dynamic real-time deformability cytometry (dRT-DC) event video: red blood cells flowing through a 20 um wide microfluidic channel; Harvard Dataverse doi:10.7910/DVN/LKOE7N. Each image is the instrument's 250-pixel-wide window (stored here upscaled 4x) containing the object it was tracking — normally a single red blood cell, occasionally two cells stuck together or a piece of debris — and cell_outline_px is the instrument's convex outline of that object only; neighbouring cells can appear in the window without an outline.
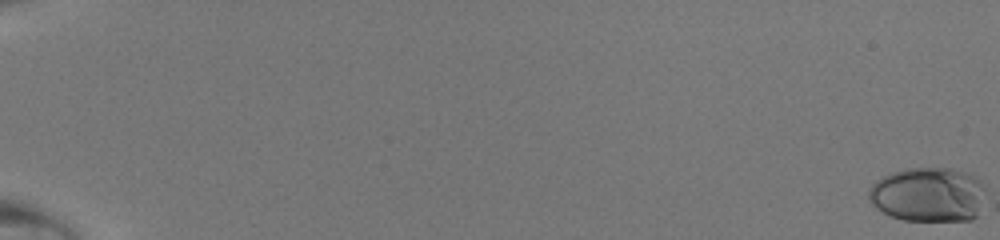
{"species": "human", "species_latin": "Homo sapiens", "temperature_condition": "room temperature", "stored_images_in_passage": 50, "camera_frame_rate_fps": 3000, "um_per_image_px": 0.085, "donor": {"sex": "male"}, "frame": {"image": 1, "passage_image": 1, "time_ms": 0.0, "image_size_px": [1000, 240], "cell_outline_px": [[984, 200], [976, 216], [972, 220], [904, 220], [892, 216], [876, 208], [868, 200], [868, 192], [872, 184], [876, 180], [884, 176], [908, 168], [948, 168], [964, 172], [976, 176], [980, 180], [984, 196]], "centroid_in_image_um": [78.89, 16.54], "position_along_channel_um": 6.1, "area_um2": 36.93}}
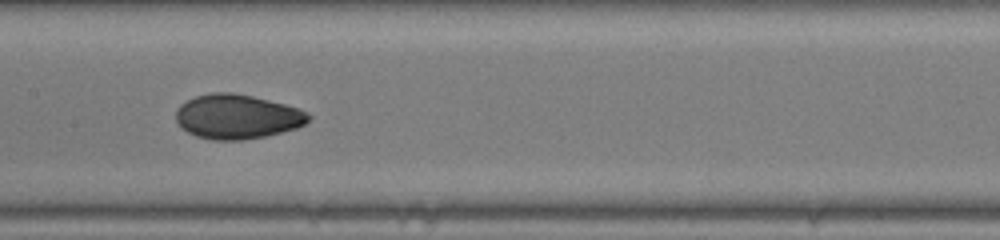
{"frame": {"image": 2, "passage_image": 29, "time_ms": 9.333, "image_size_px": [1000, 240], "cell_outline_px": [[312, 116], [304, 124], [296, 128], [264, 136], [240, 140], [212, 140], [196, 136], [180, 128], [176, 120], [176, 108], [180, 104], [196, 96], [212, 92], [232, 92], [252, 96], [300, 108], [308, 112]], "centroid_in_image_um": [20.13, 9.91], "position_along_channel_um": 187.3, "area_um2": 34.39}}
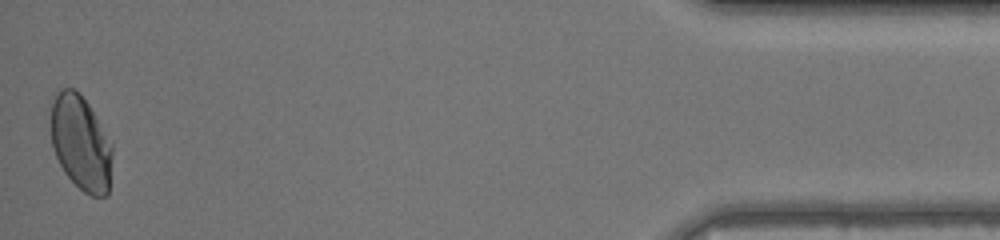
{"frame": {"image": 3, "passage_image": 50, "time_ms": 16.333, "image_size_px": [1000, 240], "cell_outline_px": [[112, 156], [108, 196], [92, 196], [84, 192], [64, 172], [56, 156], [52, 144], [48, 104], [52, 96], [60, 88], [72, 88], [80, 92], [88, 104], [112, 144]], "centroid_in_image_um": [6.82, 12.09], "position_along_channel_um": 428.4, "area_um2": 34.45}}